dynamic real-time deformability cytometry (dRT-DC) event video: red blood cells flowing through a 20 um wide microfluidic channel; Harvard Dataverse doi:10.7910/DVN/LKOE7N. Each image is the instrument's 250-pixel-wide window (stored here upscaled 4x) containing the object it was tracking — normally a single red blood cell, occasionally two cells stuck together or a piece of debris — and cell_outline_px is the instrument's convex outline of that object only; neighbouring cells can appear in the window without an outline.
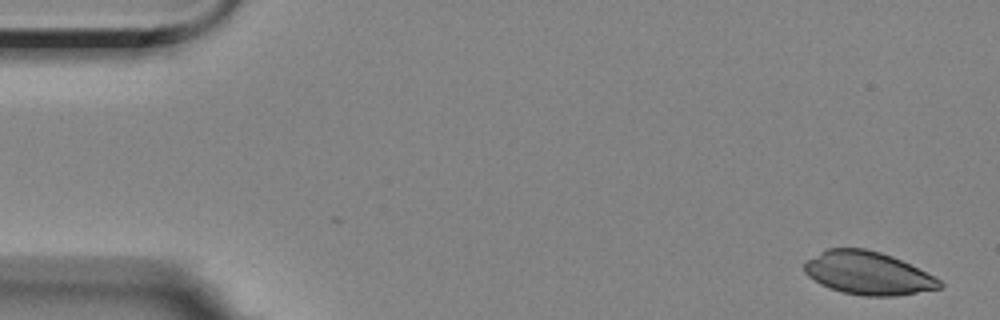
{"species": "Egyptian fruit bat (a non-hibernating species)", "species_latin": "Rousettus aegyptiacus", "temperature_condition": "room temperature", "stored_images_in_passage": 14, "camera_frame_rate_fps": 3000, "um_per_image_px": 0.085, "animal": {"sex": "female"}, "frame": {"image": 1, "passage_image": 1, "time_ms": 0.0, "image_size_px": [1000, 320], "cell_outline_px": [[944, 288], [896, 296], [864, 296], [844, 292], [820, 284], [808, 276], [804, 272], [804, 264], [808, 260], [820, 252], [828, 248], [864, 248], [880, 252], [892, 256], [940, 280], [944, 284]], "centroid_in_image_um": [73.78, 23.22], "position_along_channel_um": 11.2, "area_um2": 33.58}}